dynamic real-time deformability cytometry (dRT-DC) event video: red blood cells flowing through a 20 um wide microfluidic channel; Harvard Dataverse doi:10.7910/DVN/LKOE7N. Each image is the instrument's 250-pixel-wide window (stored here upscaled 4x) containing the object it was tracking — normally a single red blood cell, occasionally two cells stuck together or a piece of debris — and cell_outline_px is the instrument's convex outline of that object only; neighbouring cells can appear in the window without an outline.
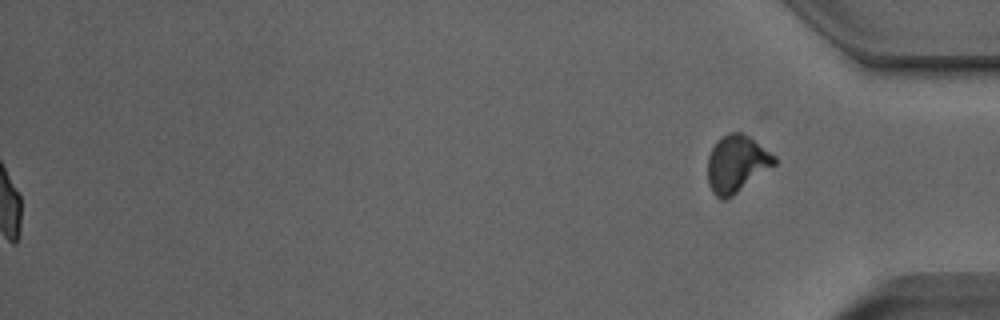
{"species": "Egyptian fruit bat (a non-hibernating species)", "species_latin": "Rousettus aegyptiacus", "temperature_condition": "room temperature", "stored_images_in_passage": 52, "segment_of_instrument_passage": [2, 2], "camera_frame_rate_fps": 3000, "um_per_image_px": 0.085, "animal": {"sex": "male"}, "frame": {"image": 1, "passage_image": 52, "time_ms": 17.0, "image_size_px": [1000, 320], "cell_outline_px": [[776, 164], [732, 196], [724, 200], [720, 200], [712, 192], [708, 184], [708, 156], [716, 140], [728, 132], [740, 132], [748, 136], [776, 156]], "centroid_in_image_um": [62.59, 13.92], "position_along_channel_um": 372.6, "area_um2": 22.14}}